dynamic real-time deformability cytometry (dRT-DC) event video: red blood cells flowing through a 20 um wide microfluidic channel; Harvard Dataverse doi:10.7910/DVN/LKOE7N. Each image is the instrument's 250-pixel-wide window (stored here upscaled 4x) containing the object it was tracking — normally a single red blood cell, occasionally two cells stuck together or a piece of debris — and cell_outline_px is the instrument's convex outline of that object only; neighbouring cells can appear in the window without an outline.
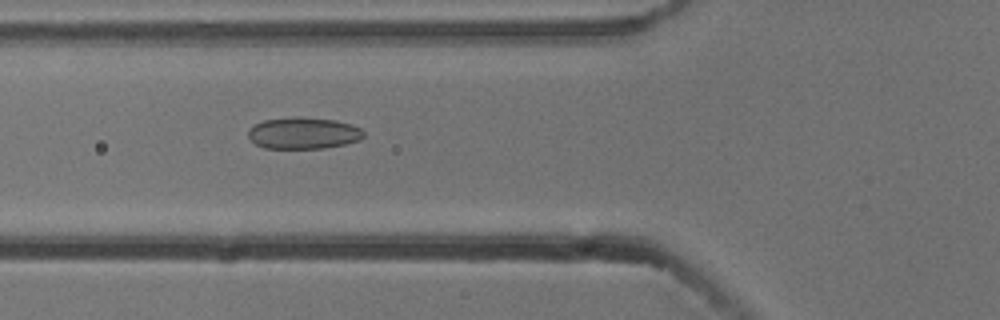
{"species": "common noctule bat (a hibernating species)", "species_latin": "Nyctalus noctula", "temperature_condition": "cold", "stored_images_in_passage": 5, "camera_frame_rate_fps": 3000, "um_per_image_px": 0.085, "animal": {"sex": "male", "body_mass_g": 13.3}, "frame": {"image": 1, "passage_image": 5, "time_ms": 1.333, "image_size_px": [1000, 320], "cell_outline_px": [[364, 136], [360, 140], [344, 144], [324, 148], [264, 148], [256, 144], [248, 136], [248, 128], [264, 120], [296, 116], [300, 116], [336, 120], [352, 124], [360, 128], [364, 132]], "centroid_in_image_um": [25.8, 11.3], "position_along_channel_um": 100.0, "area_um2": 21.39}}